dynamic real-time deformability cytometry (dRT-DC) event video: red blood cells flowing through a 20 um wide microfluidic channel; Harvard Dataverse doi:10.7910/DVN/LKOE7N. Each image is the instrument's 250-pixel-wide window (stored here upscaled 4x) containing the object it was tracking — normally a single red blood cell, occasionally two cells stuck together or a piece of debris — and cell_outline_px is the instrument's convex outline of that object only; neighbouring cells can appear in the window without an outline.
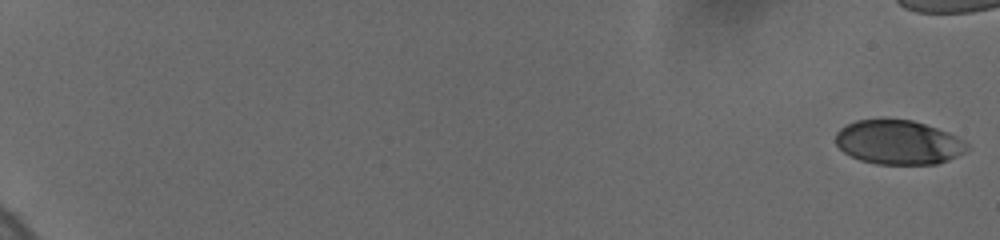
{"species": "human", "species_latin": "Homo sapiens", "temperature_condition": "cold", "stored_images_in_passage": 40, "camera_frame_rate_fps": 3000, "um_per_image_px": 0.085, "donor": {"sex": "female"}, "frame": {"image": 1, "passage_image": 1, "time_ms": 0.0, "image_size_px": [1000, 240], "cell_outline_px": [[968, 148], [964, 152], [948, 160], [936, 164], [876, 164], [860, 160], [844, 152], [836, 144], [836, 132], [840, 128], [856, 120], [880, 116], [912, 120], [948, 132], [956, 136], [968, 144]], "centroid_in_image_um": [76.32, 12.06], "position_along_channel_um": 8.7, "area_um2": 34.33}}
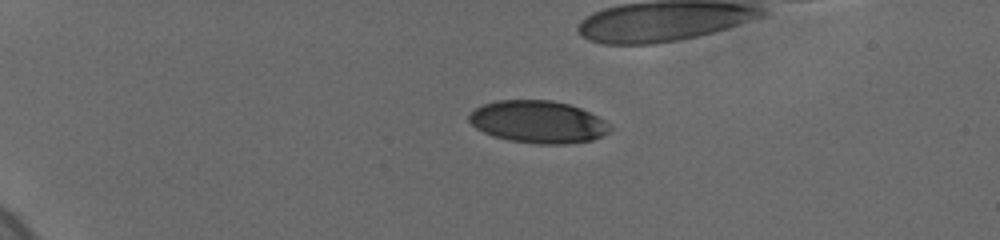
{"frame": {"image": 2, "passage_image": 26, "time_ms": 5.0, "image_size_px": [1000, 240], "cell_outline_px": [[612, 128], [608, 132], [592, 140], [564, 144], [540, 144], [512, 140], [492, 136], [476, 128], [468, 120], [468, 116], [480, 104], [496, 100], [552, 100], [568, 104], [580, 108], [604, 120]], "centroid_in_image_um": [45.7, 10.35], "position_along_channel_um": 39.3, "area_um2": 34.56}}